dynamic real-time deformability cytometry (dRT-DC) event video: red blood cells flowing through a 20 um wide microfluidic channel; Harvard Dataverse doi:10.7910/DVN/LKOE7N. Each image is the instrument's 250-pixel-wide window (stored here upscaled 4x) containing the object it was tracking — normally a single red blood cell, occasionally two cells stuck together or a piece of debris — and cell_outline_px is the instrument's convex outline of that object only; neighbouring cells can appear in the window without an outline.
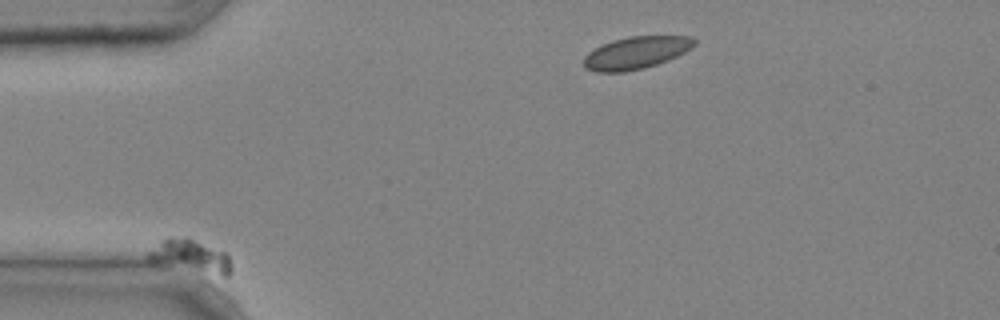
{"species": "common noctule bat (a hibernating species)", "species_latin": "Nyctalus noctula", "temperature_condition": "cold", "stored_images_in_passage": 5, "camera_frame_rate_fps": 3000, "um_per_image_px": 0.085, "animal": {"sex": "male", "body_mass_g": 20.4}, "frame": {"image": 1, "passage_image": 1, "time_ms": 0.0, "image_size_px": [1000, 320], "cell_outline_px": [[232, 272], [228, 276], [224, 276], [148, 260], [144, 256], [148, 252], [168, 236], [188, 236], [228, 252], [232, 264]], "centroid_in_image_um": [16.28, 21.71], "position_along_channel_um": 68.7, "area_um2": 15.84}}